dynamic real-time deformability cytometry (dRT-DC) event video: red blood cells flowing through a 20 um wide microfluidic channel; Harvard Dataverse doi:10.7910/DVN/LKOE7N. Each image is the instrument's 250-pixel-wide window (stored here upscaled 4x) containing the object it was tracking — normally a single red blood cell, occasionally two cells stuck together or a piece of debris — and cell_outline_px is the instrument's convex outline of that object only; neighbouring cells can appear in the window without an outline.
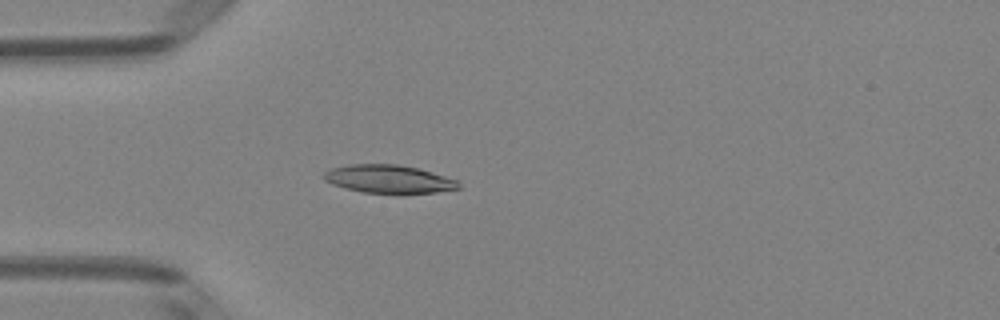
{"species": "Egyptian fruit bat (a non-hibernating species)", "species_latin": "Rousettus aegyptiacus", "temperature_condition": "room temperature", "stored_images_in_passage": 3, "camera_frame_rate_fps": 3000, "um_per_image_px": 0.085, "animal": {"sex": "female"}, "frame": {"image": 1, "passage_image": 3, "time_ms": 0.667, "image_size_px": [1000, 320], "cell_outline_px": [[460, 188], [436, 192], [364, 192], [344, 188], [332, 184], [324, 180], [320, 176], [324, 172], [332, 168], [348, 164], [396, 164], [416, 168], [432, 172], [456, 180], [460, 184]], "centroid_in_image_um": [32.97, 15.2], "position_along_channel_um": 52.0, "area_um2": 21.73}}